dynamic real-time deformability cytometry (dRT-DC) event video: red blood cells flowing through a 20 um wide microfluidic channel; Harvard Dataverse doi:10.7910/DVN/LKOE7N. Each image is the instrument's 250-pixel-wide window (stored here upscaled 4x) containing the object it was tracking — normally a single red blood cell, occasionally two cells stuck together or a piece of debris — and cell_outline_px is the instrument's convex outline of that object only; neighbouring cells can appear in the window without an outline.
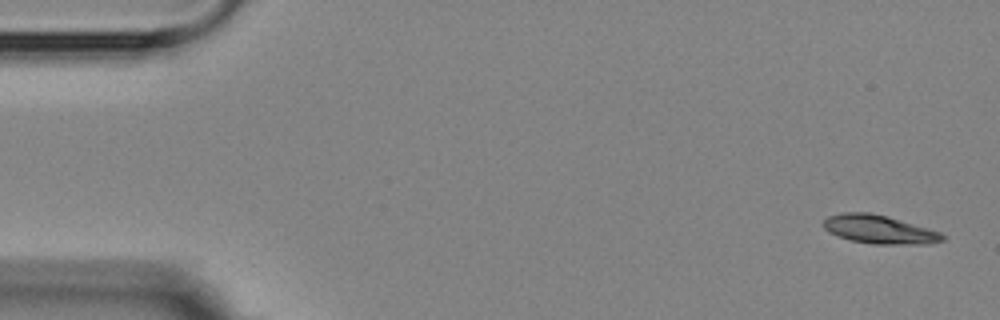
{"species": "Egyptian fruit bat (a non-hibernating species)", "species_latin": "Rousettus aegyptiacus", "temperature_condition": "room temperature", "stored_images_in_passage": 9, "camera_frame_rate_fps": 3000, "um_per_image_px": 0.085, "animal": {"sex": "female"}, "frame": {"image": 1, "passage_image": 1, "time_ms": 0.0, "image_size_px": [1000, 320], "cell_outline_px": [[948, 236], [944, 240], [928, 244], [872, 244], [852, 240], [828, 232], [820, 224], [828, 216], [840, 212], [872, 212], [888, 216], [940, 232]], "centroid_in_image_um": [74.73, 19.49], "position_along_channel_um": 10.3, "area_um2": 19.94}}
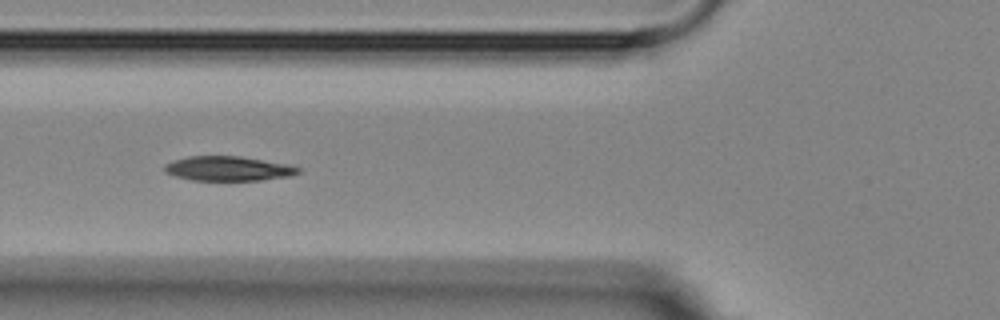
{"frame": {"image": 2, "passage_image": 6, "time_ms": 6.0, "image_size_px": [1000, 320], "cell_outline_px": [[300, 172], [288, 176], [260, 180], [192, 180], [176, 176], [164, 172], [164, 164], [172, 160], [188, 156], [240, 156], [288, 164], [300, 168]], "centroid_in_image_um": [19.36, 14.32], "position_along_channel_um": 106.4, "area_um2": 19.07}}
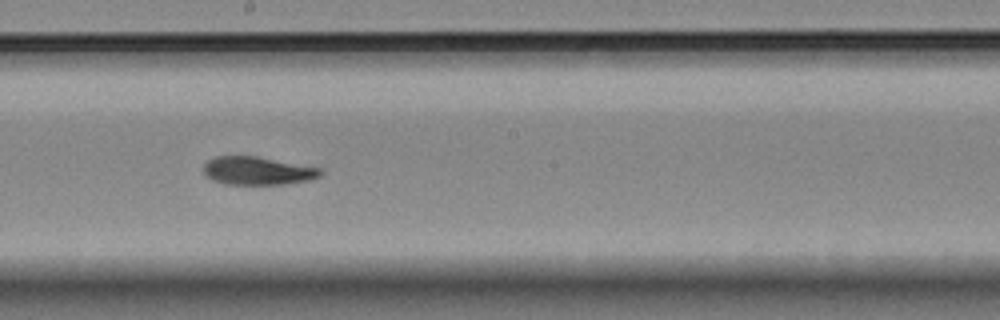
{"frame": {"image": 3, "passage_image": 9, "time_ms": 9.333, "image_size_px": [1000, 320], "cell_outline_px": [[324, 172], [320, 176], [308, 180], [284, 184], [224, 184], [212, 180], [204, 172], [204, 164], [208, 160], [216, 156], [256, 156], [324, 168]], "centroid_in_image_um": [21.93, 14.51], "position_along_channel_um": 226.3, "area_um2": 19.25}}